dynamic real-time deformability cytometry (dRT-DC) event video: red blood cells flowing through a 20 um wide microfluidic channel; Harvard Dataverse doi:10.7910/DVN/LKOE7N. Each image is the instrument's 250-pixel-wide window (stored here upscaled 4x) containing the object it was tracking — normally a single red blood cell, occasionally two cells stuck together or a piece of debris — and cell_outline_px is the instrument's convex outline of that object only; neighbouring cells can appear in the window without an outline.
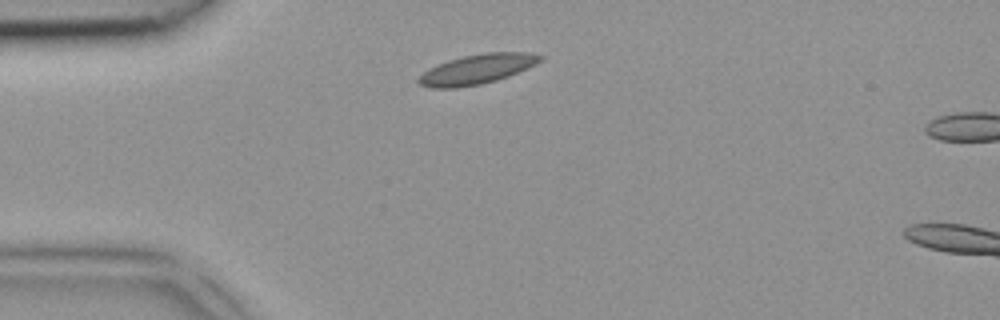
{"species": "common noctule bat (a hibernating species)", "species_latin": "Nyctalus noctula", "temperature_condition": "room temperature", "stored_images_in_passage": 2, "camera_frame_rate_fps": 3000, "um_per_image_px": 0.085, "animal": {"sex": "female", "body_mass_g": 18.4}, "frame": {"image": 1, "passage_image": 1, "time_ms": 0.0, "image_size_px": [1000, 320], "cell_outline_px": [[544, 60], [528, 68], [508, 76], [496, 80], [480, 84], [456, 88], [428, 88], [420, 84], [416, 80], [428, 68], [448, 60], [464, 56], [484, 52], [532, 52], [544, 56]], "centroid_in_image_um": [40.58, 5.87], "position_along_channel_um": 44.4, "area_um2": 21.21}}